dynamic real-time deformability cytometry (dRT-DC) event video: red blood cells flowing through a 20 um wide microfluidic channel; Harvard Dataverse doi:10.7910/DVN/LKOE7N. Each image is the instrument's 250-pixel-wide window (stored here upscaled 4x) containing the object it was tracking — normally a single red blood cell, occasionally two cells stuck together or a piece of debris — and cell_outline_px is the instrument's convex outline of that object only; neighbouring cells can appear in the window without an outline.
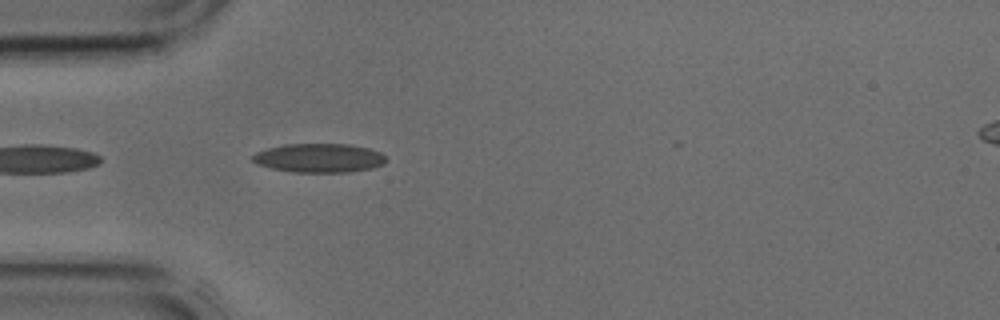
{"species": "common noctule bat (a hibernating species)", "species_latin": "Nyctalus noctula", "temperature_condition": "cold", "stored_images_in_passage": 18, "camera_frame_rate_fps": 3000, "um_per_image_px": 0.085, "animal": {"sex": "male", "body_mass_g": 17.9, "forearm_length_mm": 54.2}, "frame": {"image": 1, "passage_image": 12, "time_ms": 3.667, "image_size_px": [1000, 320], "cell_outline_px": [[388, 160], [384, 164], [372, 168], [348, 172], [296, 172], [272, 168], [256, 164], [252, 160], [252, 156], [256, 152], [268, 148], [284, 144], [348, 144], [368, 148], [380, 152]], "centroid_in_image_um": [27.14, 13.43], "position_along_channel_um": 57.9, "area_um2": 22.48}}